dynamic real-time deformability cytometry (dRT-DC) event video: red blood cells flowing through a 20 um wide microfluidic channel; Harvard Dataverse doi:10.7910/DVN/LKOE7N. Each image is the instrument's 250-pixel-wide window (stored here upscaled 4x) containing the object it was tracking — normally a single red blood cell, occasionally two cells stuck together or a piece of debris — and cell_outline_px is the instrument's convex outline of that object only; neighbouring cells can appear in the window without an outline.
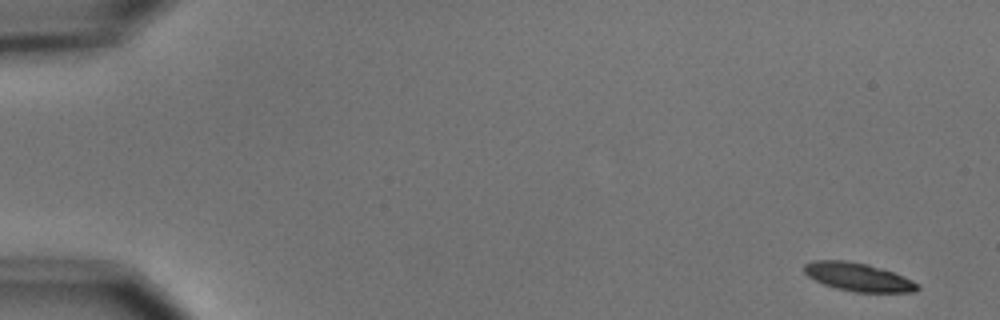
{"species": "common noctule bat (a hibernating species)", "species_latin": "Nyctalus noctula", "temperature_condition": "cold", "stored_images_in_passage": 6, "camera_frame_rate_fps": 3000, "um_per_image_px": 0.085, "animal": {"sex": "male", "body_mass_g": 15.6}, "frame": {"image": 1, "passage_image": 1, "time_ms": 0.0, "image_size_px": [1000, 320], "cell_outline_px": [[920, 288], [916, 292], [856, 292], [836, 288], [824, 284], [808, 276], [804, 272], [804, 264], [812, 260], [844, 260], [868, 264], [892, 272], [912, 280], [920, 284]], "centroid_in_image_um": [72.95, 23.54], "position_along_channel_um": 12.1, "area_um2": 18.61}}
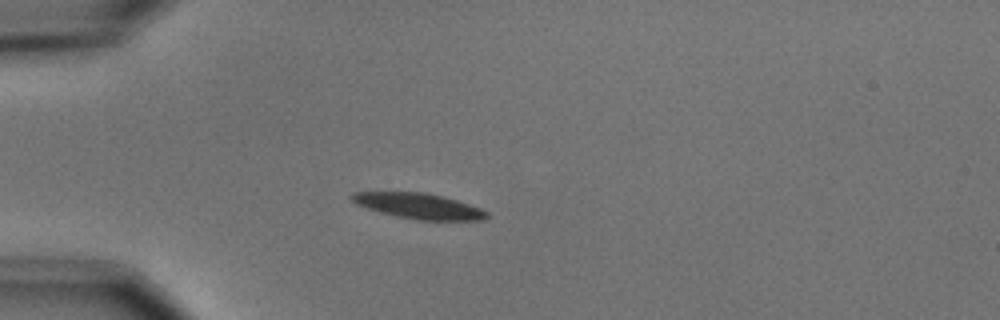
{"frame": {"image": 2, "passage_image": 4, "time_ms": 4.333, "image_size_px": [1000, 320], "cell_outline_px": [[488, 216], [484, 220], [416, 220], [380, 212], [356, 204], [348, 196], [352, 192], [424, 192], [444, 196], [480, 208], [488, 212]], "centroid_in_image_um": [35.58, 17.5], "position_along_channel_um": 49.4, "area_um2": 20.0}}
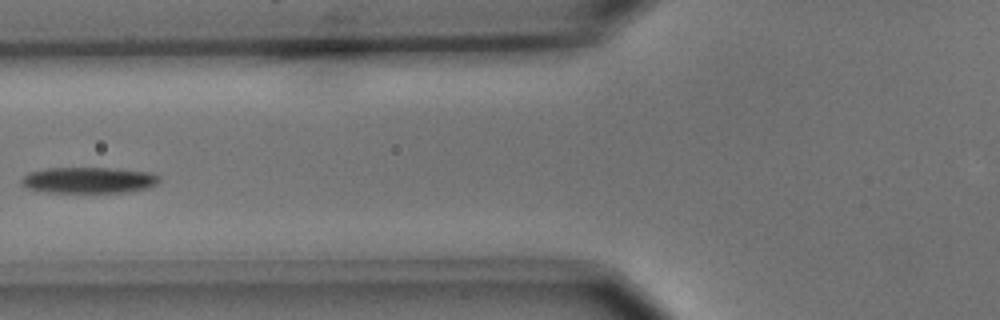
{"frame": {"image": 3, "passage_image": 6, "time_ms": 6.667, "image_size_px": [1000, 320], "cell_outline_px": [[160, 180], [156, 184], [148, 188], [124, 192], [48, 192], [28, 188], [20, 184], [20, 180], [28, 172], [48, 168], [116, 168], [152, 172], [160, 176]], "centroid_in_image_um": [7.56, 15.3], "position_along_channel_um": 118.2, "area_um2": 21.04}}